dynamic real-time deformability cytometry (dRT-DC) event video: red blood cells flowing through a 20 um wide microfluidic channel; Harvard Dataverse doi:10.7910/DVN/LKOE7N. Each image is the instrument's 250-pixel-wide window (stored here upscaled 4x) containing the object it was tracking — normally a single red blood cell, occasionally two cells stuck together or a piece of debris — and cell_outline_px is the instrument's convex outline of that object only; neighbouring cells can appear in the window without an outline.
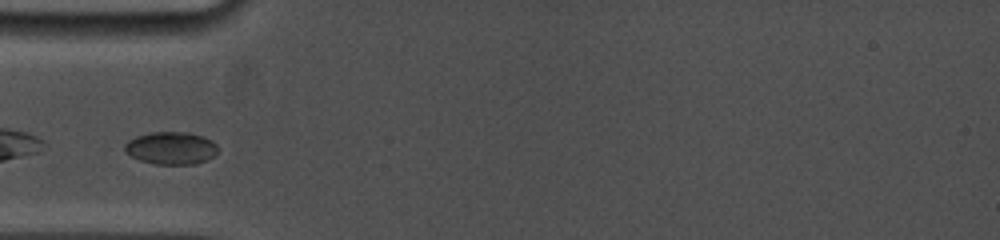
{"species": "common noctule bat (a hibernating species)", "species_latin": "Nyctalus noctula", "temperature_condition": "cold", "stored_images_in_passage": 2, "camera_frame_rate_fps": 5000, "um_per_image_px": 0.085, "animal": {"sex": "female", "body_mass_g": 19.0, "forearm_length_mm": 53.3}, "frame": {"image": 1, "passage_image": 1, "time_ms": 0.0, "image_size_px": [1000, 240], "cell_outline_px": [[216, 156], [208, 160], [196, 164], [152, 164], [140, 160], [124, 152], [124, 144], [128, 140], [136, 136], [152, 132], [188, 132], [212, 140], [216, 144]], "centroid_in_image_um": [14.53, 12.59], "position_along_channel_um": 70.5, "area_um2": 17.8}}